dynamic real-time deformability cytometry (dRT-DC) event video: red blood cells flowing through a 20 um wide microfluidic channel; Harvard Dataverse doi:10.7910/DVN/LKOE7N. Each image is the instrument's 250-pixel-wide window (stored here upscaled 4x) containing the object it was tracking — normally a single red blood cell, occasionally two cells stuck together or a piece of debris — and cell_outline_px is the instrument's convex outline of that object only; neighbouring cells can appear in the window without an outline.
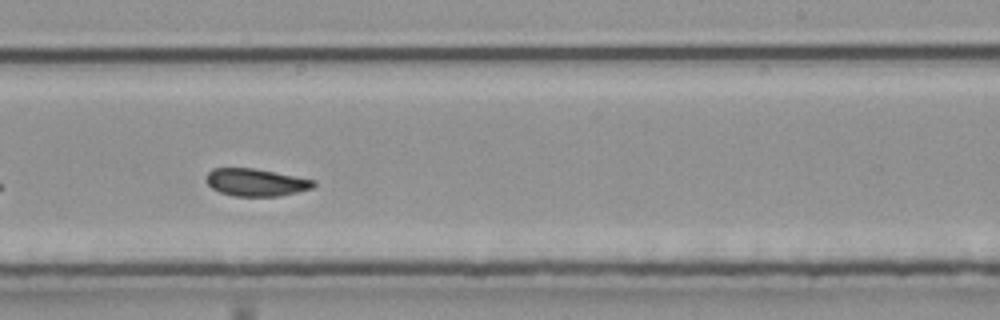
{"species": "common noctule bat (a hibernating species)", "species_latin": "Nyctalus noctula", "temperature_condition": "room temperature", "stored_images_in_passage": 29, "camera_frame_rate_fps": 3000, "um_per_image_px": 0.085, "animal": {"sex": "male", "body_mass_g": 20.4}, "frame": {"image": 1, "passage_image": 17, "time_ms": 5.333, "image_size_px": [1000, 320], "cell_outline_px": [[316, 184], [312, 188], [280, 196], [232, 196], [220, 192], [212, 188], [204, 180], [204, 176], [212, 168], [252, 168], [316, 180]], "centroid_in_image_um": [21.71, 15.5], "position_along_channel_um": 267.3, "area_um2": 17.22}}